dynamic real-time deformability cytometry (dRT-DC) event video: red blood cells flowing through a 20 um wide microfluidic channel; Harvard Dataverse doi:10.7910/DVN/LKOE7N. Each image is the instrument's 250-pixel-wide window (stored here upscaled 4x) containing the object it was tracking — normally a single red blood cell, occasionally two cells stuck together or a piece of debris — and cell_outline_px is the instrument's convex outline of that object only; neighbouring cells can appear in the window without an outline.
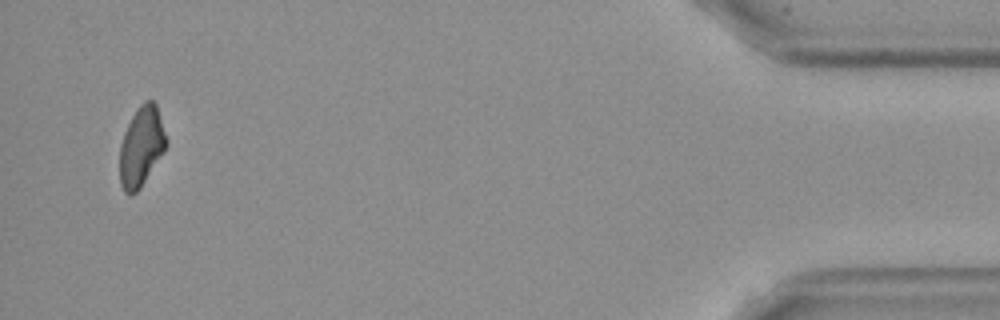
{"species": "Egyptian fruit bat (a non-hibernating species)", "species_latin": "Rousettus aegyptiacus", "temperature_condition": "cold", "stored_images_in_passage": 15, "camera_frame_rate_fps": 3000, "um_per_image_px": 0.085, "frame": {"image": 1, "passage_image": 15, "time_ms": 18.333, "image_size_px": [1000, 320], "cell_outline_px": [[168, 144], [164, 152], [140, 188], [136, 192], [124, 192], [120, 184], [120, 144], [124, 132], [132, 116], [140, 104], [144, 100], [152, 100], [156, 104], [168, 140]], "centroid_in_image_um": [12.03, 12.43], "position_along_channel_um": 423.2, "area_um2": 21.56}, "authors_computed_cell_mechanics": {"area_um2": 22.0796, "velocity_mm_per_s": 3.6012, "shape_relaxation_time_tau1_ms": 5.4361, "shape_relaxation_time_tau2_ms": 2.9287, "deformation_change_tau1": 0.1466, "deformation_change_tau2": 0.0796}}